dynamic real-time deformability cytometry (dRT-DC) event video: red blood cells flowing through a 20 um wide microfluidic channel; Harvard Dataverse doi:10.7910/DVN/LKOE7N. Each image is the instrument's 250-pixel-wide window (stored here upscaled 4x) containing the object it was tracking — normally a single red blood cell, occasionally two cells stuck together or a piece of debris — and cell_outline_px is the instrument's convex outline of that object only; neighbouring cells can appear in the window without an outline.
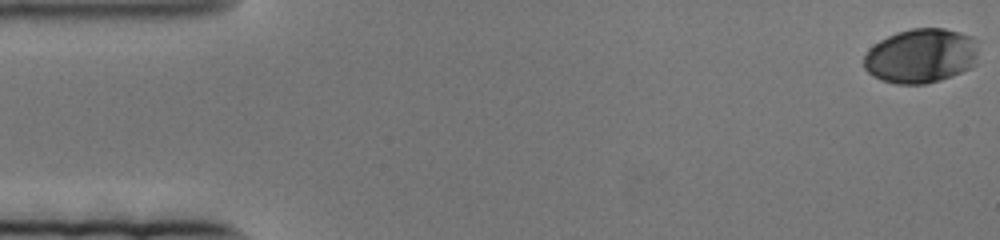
{"species": "human", "species_latin": "Homo sapiens", "temperature_condition": "cold", "stored_images_in_passage": 83, "camera_frame_rate_fps": 3000, "um_per_image_px": 0.085, "donor": {"sex": "female"}, "frame": {"image": 1, "passage_image": 1, "time_ms": 0.0, "image_size_px": [1000, 240], "cell_outline_px": [[980, 40], [976, 64], [952, 76], [940, 80], [924, 84], [896, 84], [880, 80], [872, 76], [864, 68], [864, 56], [868, 48], [880, 40], [896, 32], [912, 28], [944, 28], [960, 32], [972, 36]], "centroid_in_image_um": [78.3, 4.74], "position_along_channel_um": 6.7, "area_um2": 36.99}}
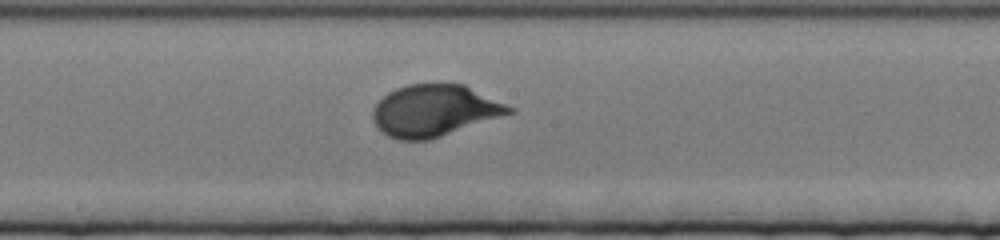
{"frame": {"image": 2, "passage_image": 43, "time_ms": 14.0, "image_size_px": [1000, 240], "cell_outline_px": [[516, 112], [428, 140], [400, 140], [388, 136], [372, 120], [372, 108], [388, 92], [396, 88], [408, 84], [464, 84], [516, 108]], "centroid_in_image_um": [36.95, 9.39], "position_along_channel_um": 211.2, "area_um2": 40.92}}
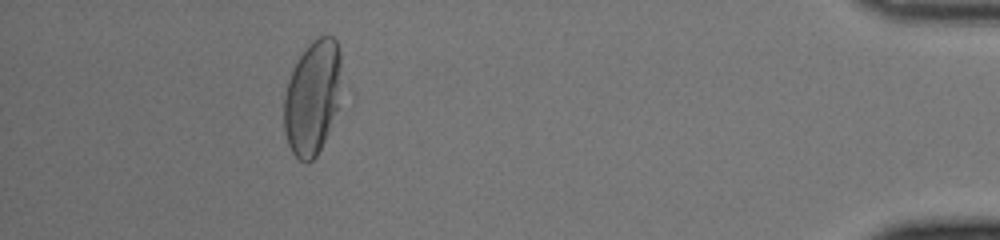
{"frame": {"image": 3, "passage_image": 75, "time_ms": 24.667, "image_size_px": [1000, 240], "cell_outline_px": [[344, 92], [328, 132], [316, 156], [308, 164], [300, 160], [292, 152], [288, 144], [284, 132], [284, 96], [288, 80], [292, 68], [308, 44], [312, 40], [320, 36], [332, 36], [336, 40], [340, 52]], "centroid_in_image_um": [26.59, 8.25], "position_along_channel_um": 408.6, "area_um2": 39.13}}